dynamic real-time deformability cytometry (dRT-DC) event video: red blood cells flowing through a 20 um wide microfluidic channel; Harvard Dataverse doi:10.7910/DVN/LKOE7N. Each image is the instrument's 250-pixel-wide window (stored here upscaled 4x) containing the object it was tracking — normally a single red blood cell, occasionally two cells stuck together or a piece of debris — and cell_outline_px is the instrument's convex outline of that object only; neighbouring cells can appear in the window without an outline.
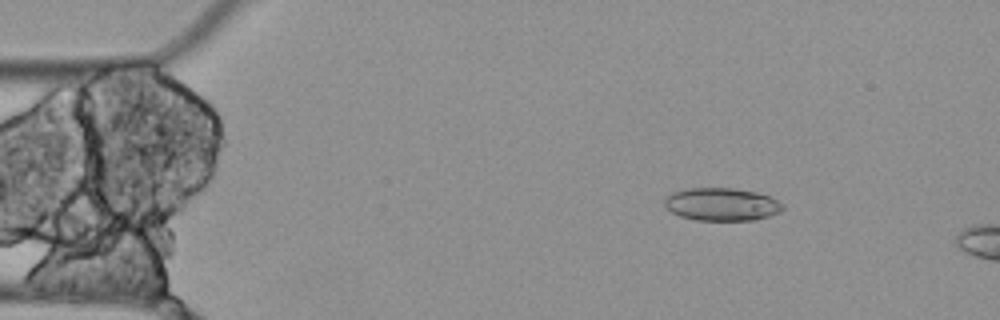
{"species": "Egyptian fruit bat (a non-hibernating species)", "species_latin": "Rousettus aegyptiacus", "temperature_condition": "cold", "stored_images_in_passage": 4, "camera_frame_rate_fps": 3000, "um_per_image_px": 0.085, "animal": {"sex": "female"}, "frame": {"image": 1, "passage_image": 3, "time_ms": 0.667, "image_size_px": [1000, 320], "cell_outline_px": [[784, 208], [780, 212], [756, 220], [696, 220], [680, 216], [672, 212], [664, 204], [664, 200], [672, 192], [688, 188], [732, 188], [756, 192], [768, 196], [784, 204]], "centroid_in_image_um": [61.35, 17.37], "position_along_channel_um": 23.6, "area_um2": 22.54}}